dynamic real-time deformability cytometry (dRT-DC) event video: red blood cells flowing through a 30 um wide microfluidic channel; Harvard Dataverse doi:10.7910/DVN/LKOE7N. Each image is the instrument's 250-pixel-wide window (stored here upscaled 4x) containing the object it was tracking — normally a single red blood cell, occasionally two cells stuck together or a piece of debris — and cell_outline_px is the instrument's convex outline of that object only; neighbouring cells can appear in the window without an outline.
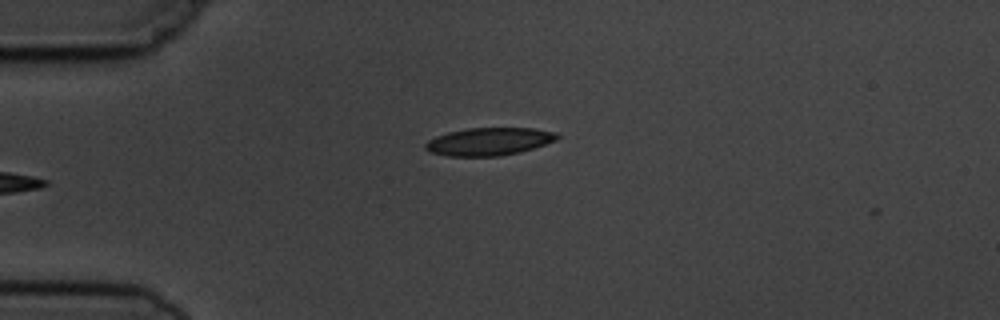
{"species": "common noctule bat (a hibernating species)", "species_latin": "Nyctalus noctula", "temperature_condition": "cold", "stored_images_in_passage": 2, "camera_frame_rate_fps": 3000, "um_per_image_px": 0.085, "animal": {"sex": "male", "body_mass_g": 19.5, "forearm_length_mm": 54.6}, "frame": {"image": 1, "passage_image": 1, "time_ms": 0.0, "image_size_px": [1000, 320], "cell_outline_px": [[560, 136], [556, 140], [520, 152], [500, 156], [448, 156], [432, 152], [424, 148], [424, 144], [428, 140], [436, 136], [448, 132], [468, 128], [536, 128], [556, 132]], "centroid_in_image_um": [41.56, 12.02], "position_along_channel_um": 43.4, "area_um2": 21.27}}